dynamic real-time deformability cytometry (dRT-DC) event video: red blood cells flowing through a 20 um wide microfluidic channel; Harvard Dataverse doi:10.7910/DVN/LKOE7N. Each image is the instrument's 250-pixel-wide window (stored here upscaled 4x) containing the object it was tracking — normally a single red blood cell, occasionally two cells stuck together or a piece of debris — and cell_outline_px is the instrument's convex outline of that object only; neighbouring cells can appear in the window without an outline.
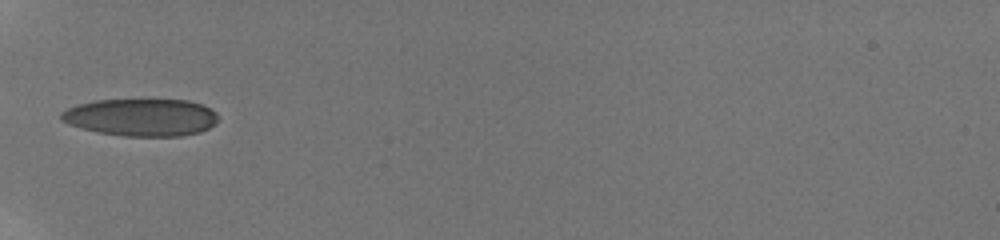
{"species": "human", "species_latin": "Homo sapiens", "temperature_condition": "room temperature", "stored_images_in_passage": 20, "camera_frame_rate_fps": 3000, "um_per_image_px": 0.085, "donor": {"sex": "male"}, "frame": {"image": 1, "passage_image": 9, "time_ms": 8.333, "image_size_px": [1000, 240], "cell_outline_px": [[220, 120], [216, 124], [200, 132], [180, 136], [124, 136], [96, 132], [68, 124], [60, 120], [60, 112], [76, 104], [96, 100], [188, 100], [204, 104], [212, 108], [220, 116]], "centroid_in_image_um": [12.04, 9.97], "position_along_channel_um": 73.0, "area_um2": 34.68}}
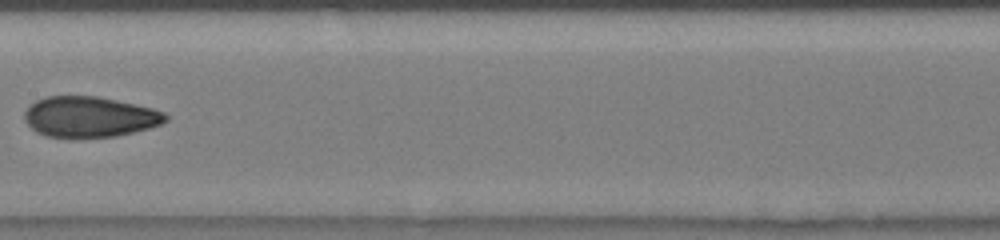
{"frame": {"image": 2, "passage_image": 12, "time_ms": 11.667, "image_size_px": [1000, 240], "cell_outline_px": [[168, 120], [160, 124], [148, 128], [116, 136], [44, 136], [36, 132], [24, 120], [24, 112], [36, 100], [44, 96], [96, 96], [136, 104], [152, 108], [164, 112], [168, 116]], "centroid_in_image_um": [7.61, 9.91], "position_along_channel_um": 199.8, "area_um2": 33.0}}
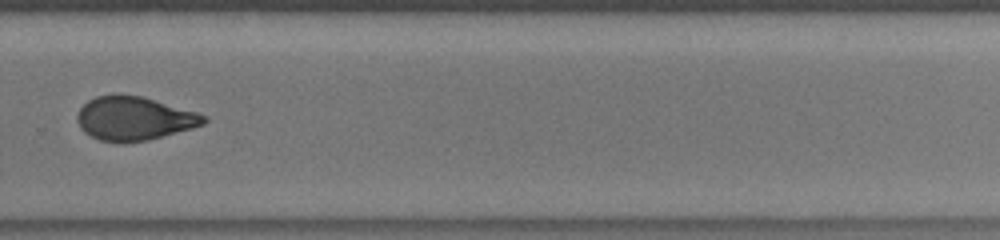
{"frame": {"image": 3, "passage_image": 15, "time_ms": 14.667, "image_size_px": [1000, 240], "cell_outline_px": [[208, 120], [204, 124], [192, 128], [148, 140], [100, 140], [84, 132], [80, 128], [76, 120], [76, 116], [80, 108], [88, 100], [96, 96], [120, 92], [140, 96], [196, 112], [208, 116]], "centroid_in_image_um": [11.38, 10.02], "position_along_channel_um": 318.4, "area_um2": 31.91}, "authors_computed_cell_mechanics": {"area_um2": 31.8767, "velocity_mm_per_s": 3.9789, "shape_relaxation_time_tau1_ms": null, "shape_relaxation_time_tau2_ms": 1.3383, "deformation_change_tau1": null, "deformation_change_tau2": 0.0663}}